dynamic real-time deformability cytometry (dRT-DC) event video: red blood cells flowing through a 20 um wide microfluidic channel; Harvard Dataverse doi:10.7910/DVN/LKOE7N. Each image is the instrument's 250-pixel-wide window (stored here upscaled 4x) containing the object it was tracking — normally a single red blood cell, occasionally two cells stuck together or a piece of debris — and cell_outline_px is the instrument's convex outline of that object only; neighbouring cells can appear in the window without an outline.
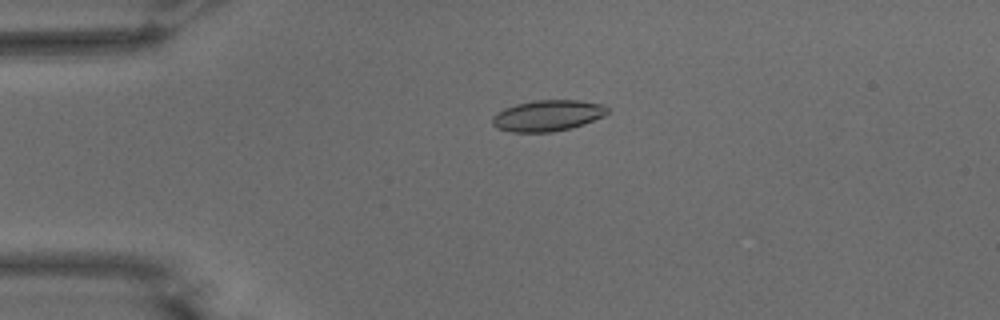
{"species": "common noctule bat (a hibernating species)", "species_latin": "Nyctalus noctula", "temperature_condition": "warm", "stored_images_in_passage": 35, "camera_frame_rate_fps": 3000, "um_per_image_px": 0.085, "animal": {"sex": "male", "body_mass_g": 15.6}, "frame": {"image": 1, "passage_image": 1, "time_ms": 0.0, "image_size_px": [1000, 320], "cell_outline_px": [[608, 112], [604, 116], [584, 124], [572, 128], [552, 132], [512, 132], [496, 128], [492, 124], [492, 116], [496, 112], [504, 108], [516, 104], [532, 100], [580, 100], [604, 104], [608, 108]], "centroid_in_image_um": [46.54, 9.82], "position_along_channel_um": 38.5, "area_um2": 21.1}}
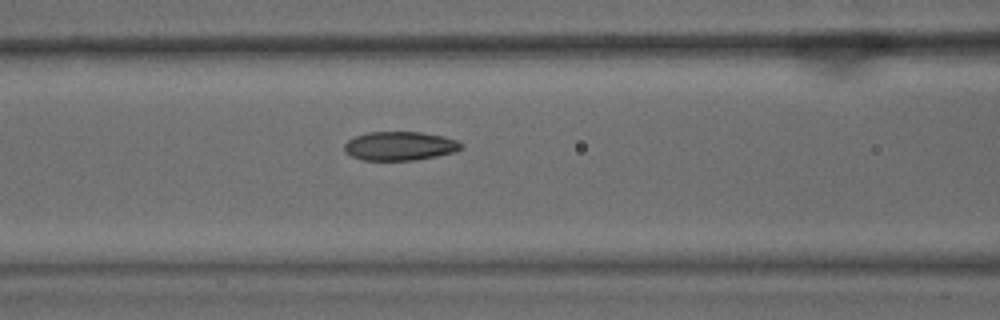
{"frame": {"image": 2, "passage_image": 11, "time_ms": 3.333, "image_size_px": [1000, 320], "cell_outline_px": [[464, 148], [456, 152], [416, 160], [364, 160], [352, 156], [344, 152], [344, 144], [348, 140], [356, 136], [368, 132], [420, 132], [444, 136], [456, 140], [464, 144]], "centroid_in_image_um": [34.02, 12.41], "position_along_channel_um": 132.6, "area_um2": 19.77}}
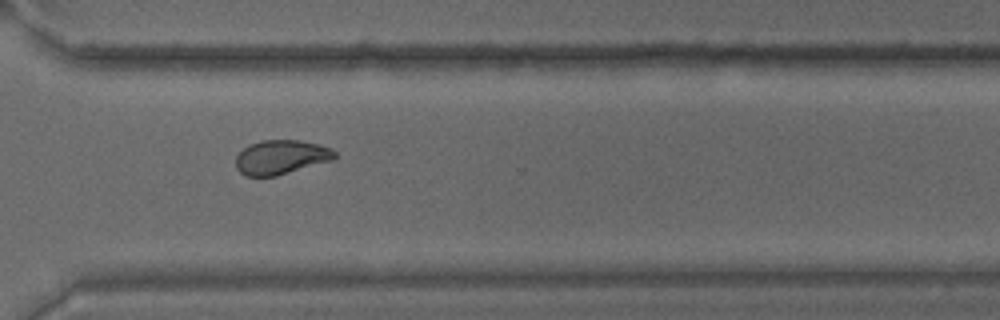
{"frame": {"image": 3, "passage_image": 28, "time_ms": 9.0, "image_size_px": [1000, 320], "cell_outline_px": [[336, 156], [332, 160], [276, 176], [244, 176], [236, 168], [236, 156], [248, 144], [264, 140], [300, 140], [316, 144], [328, 148], [336, 152]], "centroid_in_image_um": [23.84, 13.36], "position_along_channel_um": 346.8, "area_um2": 19.59}, "authors_computed_cell_mechanics": {"area_um2": 19.652, "velocity_mm_per_s": 3.7778, "shape_relaxation_time_tau1_ms": 5.7226, "shape_relaxation_time_tau2_ms": 1.7451, "deformation_change_tau1": 0.157, "deformation_change_tau2": 0.0605}}